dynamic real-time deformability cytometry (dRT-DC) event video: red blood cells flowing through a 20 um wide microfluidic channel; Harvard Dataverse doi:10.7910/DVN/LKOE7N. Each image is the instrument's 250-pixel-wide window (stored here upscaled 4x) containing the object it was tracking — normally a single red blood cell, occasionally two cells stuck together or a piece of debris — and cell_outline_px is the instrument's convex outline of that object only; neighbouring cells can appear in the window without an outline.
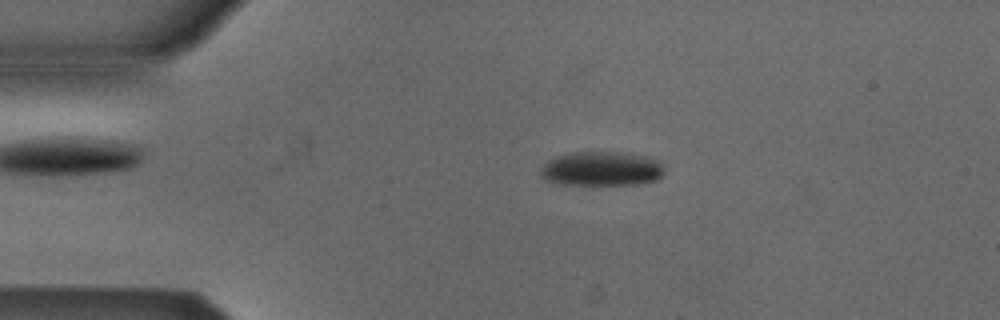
{"species": "Egyptian fruit bat (a non-hibernating species)", "species_latin": "Rousettus aegyptiacus", "temperature_condition": "cold", "stored_images_in_passage": 50, "camera_frame_rate_fps": 3000, "um_per_image_px": 0.085, "animal": {"sex": "male"}, "frame": {"image": 1, "passage_image": 7, "time_ms": 2.0, "image_size_px": [1000, 320], "cell_outline_px": [[664, 172], [656, 180], [640, 184], [560, 184], [544, 180], [540, 176], [540, 168], [548, 160], [556, 156], [572, 152], [620, 152], [644, 156], [660, 160]], "centroid_in_image_um": [51.1, 14.34], "position_along_channel_um": 33.9, "area_um2": 24.85}}
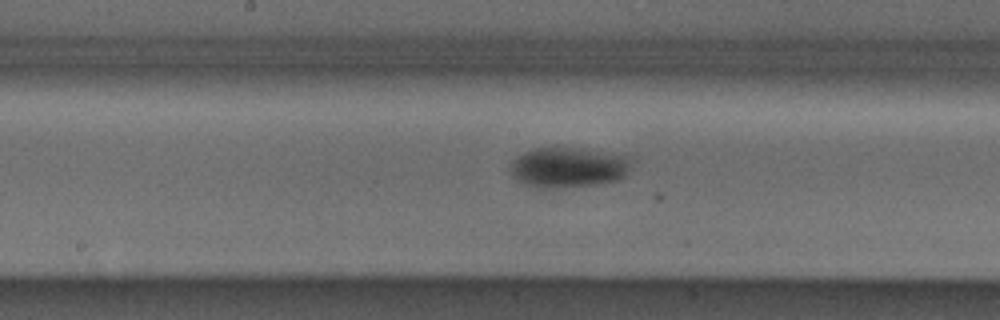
{"frame": {"image": 2, "passage_image": 23, "time_ms": 7.333, "image_size_px": [1000, 320], "cell_outline_px": [[636, 160], [628, 172], [620, 180], [592, 184], [556, 188], [536, 188], [516, 180], [512, 172], [512, 160], [524, 152], [536, 148], [572, 148], [632, 156]], "centroid_in_image_um": [48.38, 14.23], "position_along_channel_um": 199.8, "area_um2": 28.32}}
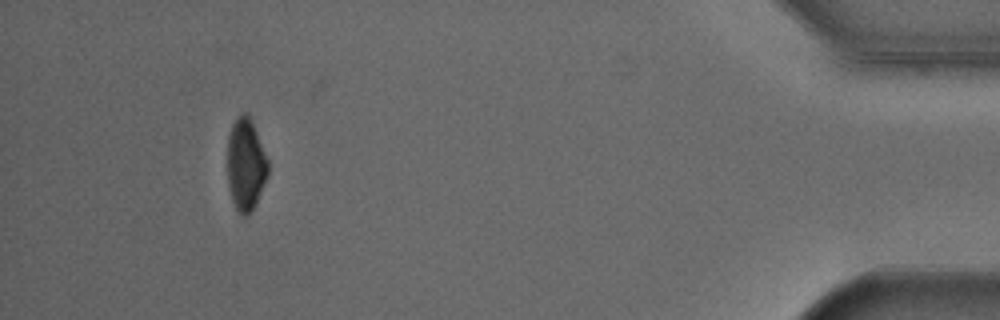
{"frame": {"image": 3, "passage_image": 45, "time_ms": 14.667, "image_size_px": [1000, 320], "cell_outline_px": [[268, 176], [248, 216], [240, 216], [232, 200], [228, 184], [228, 136], [232, 124], [236, 116], [244, 112], [248, 112], [252, 120], [268, 160]], "centroid_in_image_um": [20.88, 13.94], "position_along_channel_um": 414.3, "area_um2": 21.79}, "authors_computed_cell_mechanics": {"area_um2": 25.8077, "velocity_mm_per_s": 3.8738, "shape_relaxation_time_tau1_ms": 2.5877, "shape_relaxation_time_tau2_ms": null, "deformation_change_tau1": 0.0754, "deformation_change_tau2": null}}